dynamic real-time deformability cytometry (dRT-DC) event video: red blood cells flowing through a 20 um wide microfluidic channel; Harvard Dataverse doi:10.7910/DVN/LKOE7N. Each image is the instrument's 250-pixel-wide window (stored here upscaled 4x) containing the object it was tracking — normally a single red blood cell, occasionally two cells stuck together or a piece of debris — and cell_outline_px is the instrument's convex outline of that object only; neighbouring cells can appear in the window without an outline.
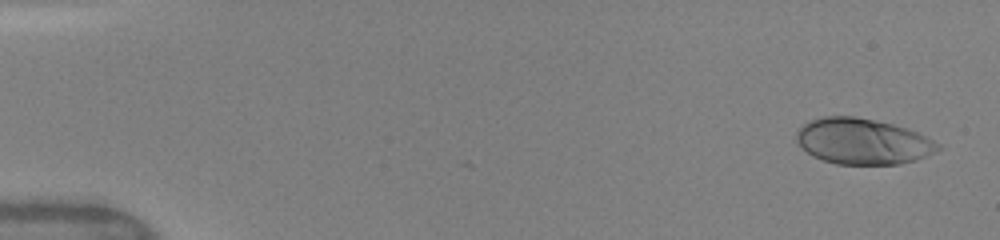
{"species": "human", "species_latin": "Homo sapiens", "temperature_condition": "warm", "stored_images_in_passage": 14, "camera_frame_rate_fps": 3000, "um_per_image_px": 0.085, "donor": {"sex": "female"}, "frame": {"image": 1, "passage_image": 1, "time_ms": 0.0, "image_size_px": [1000, 240], "cell_outline_px": [[944, 148], [936, 152], [916, 160], [900, 164], [836, 164], [812, 156], [796, 140], [796, 132], [808, 120], [820, 116], [856, 116], [892, 124], [916, 132], [940, 144]], "centroid_in_image_um": [73.33, 12.01], "position_along_channel_um": 11.7, "area_um2": 37.74}}